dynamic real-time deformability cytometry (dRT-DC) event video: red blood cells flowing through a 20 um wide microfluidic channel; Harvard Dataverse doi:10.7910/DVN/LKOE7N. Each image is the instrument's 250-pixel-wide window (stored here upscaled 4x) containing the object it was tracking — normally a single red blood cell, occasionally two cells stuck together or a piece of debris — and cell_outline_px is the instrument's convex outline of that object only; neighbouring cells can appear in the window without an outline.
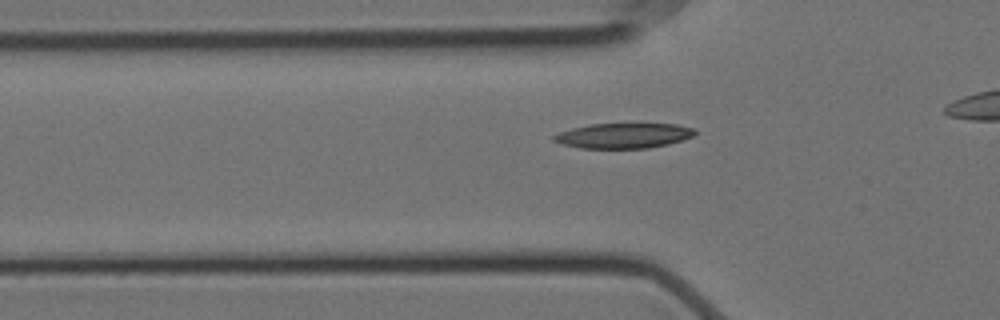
{"species": "Egyptian fruit bat (a non-hibernating species)", "species_latin": "Rousettus aegyptiacus", "temperature_condition": "cold", "stored_images_in_passage": 38, "camera_frame_rate_fps": 3000, "um_per_image_px": 0.085, "animal": {"sex": "female"}, "frame": {"image": 1, "passage_image": 10, "time_ms": 3.0, "image_size_px": [1000, 320], "cell_outline_px": [[696, 132], [692, 136], [668, 144], [648, 148], [580, 148], [564, 144], [552, 140], [552, 136], [560, 132], [572, 128], [592, 124], [676, 124], [696, 128]], "centroid_in_image_um": [53.01, 11.53], "position_along_channel_um": 72.8, "area_um2": 20.46}}
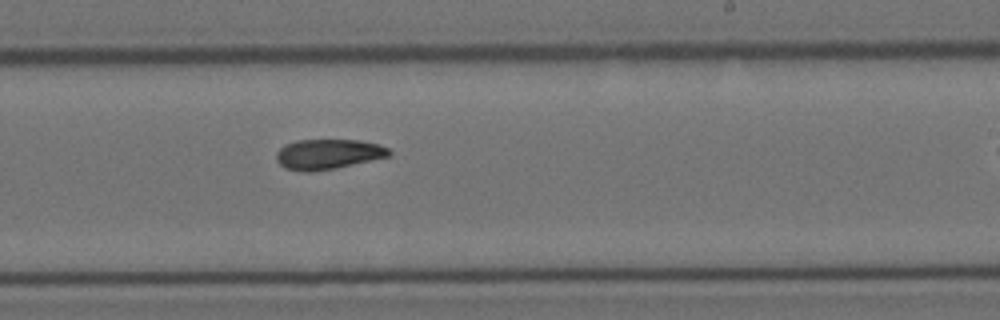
{"frame": {"image": 2, "passage_image": 26, "time_ms": 8.333, "image_size_px": [1000, 320], "cell_outline_px": [[392, 152], [388, 156], [336, 168], [312, 172], [304, 172], [284, 168], [276, 160], [276, 152], [284, 144], [296, 140], [360, 140], [380, 144], [388, 148]], "centroid_in_image_um": [27.85, 13.1], "position_along_channel_um": 261.1, "area_um2": 19.88}}
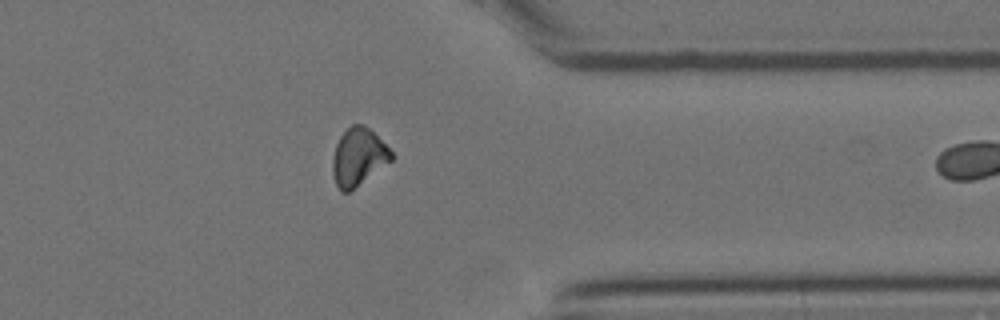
{"frame": {"image": 3, "passage_image": 37, "time_ms": 12.0, "image_size_px": [1000, 320], "cell_outline_px": [[392, 160], [348, 192], [340, 192], [336, 184], [332, 172], [332, 156], [336, 144], [340, 136], [352, 124], [364, 124], [392, 152]], "centroid_in_image_um": [30.42, 13.34], "position_along_channel_um": 381.0, "area_um2": 19.31}}